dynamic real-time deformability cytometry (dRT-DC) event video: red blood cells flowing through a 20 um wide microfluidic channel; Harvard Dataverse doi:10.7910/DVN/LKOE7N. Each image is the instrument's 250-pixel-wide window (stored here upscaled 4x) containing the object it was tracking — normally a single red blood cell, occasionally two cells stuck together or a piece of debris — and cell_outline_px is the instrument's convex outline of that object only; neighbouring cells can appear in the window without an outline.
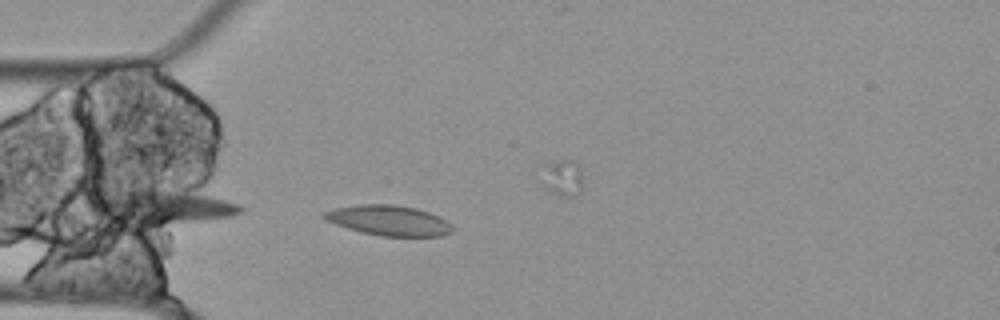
{"species": "Egyptian fruit bat (a non-hibernating species)", "species_latin": "Rousettus aegyptiacus", "temperature_condition": "cold", "stored_images_in_passage": 9, "camera_frame_rate_fps": 3000, "um_per_image_px": 0.085, "animal": {"sex": "female"}, "frame": {"image": 1, "passage_image": 1, "time_ms": 0.0, "image_size_px": [1000, 320], "cell_outline_px": [[456, 228], [452, 232], [440, 236], [380, 236], [360, 232], [324, 220], [320, 216], [324, 212], [336, 208], [356, 204], [392, 204], [416, 208], [440, 216], [452, 224]], "centroid_in_image_um": [33.06, 18.74], "position_along_channel_um": 51.9, "area_um2": 22.83}}
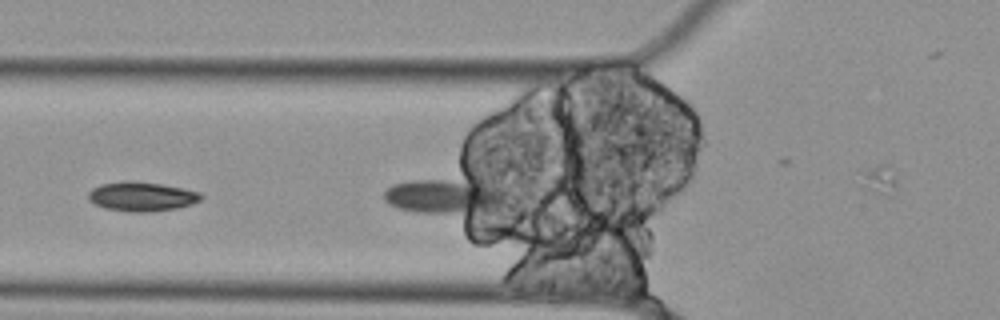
{"frame": {"image": 2, "passage_image": 4, "time_ms": 1.0, "image_size_px": [1000, 320], "cell_outline_px": [[508, 192], [500, 204], [484, 212], [468, 216], [416, 212], [400, 208], [388, 204], [384, 200], [384, 192], [392, 184], [412, 180], [448, 180], [476, 184]], "centroid_in_image_um": [37.69, 16.76], "position_along_channel_um": 88.1, "area_um2": 24.33}}